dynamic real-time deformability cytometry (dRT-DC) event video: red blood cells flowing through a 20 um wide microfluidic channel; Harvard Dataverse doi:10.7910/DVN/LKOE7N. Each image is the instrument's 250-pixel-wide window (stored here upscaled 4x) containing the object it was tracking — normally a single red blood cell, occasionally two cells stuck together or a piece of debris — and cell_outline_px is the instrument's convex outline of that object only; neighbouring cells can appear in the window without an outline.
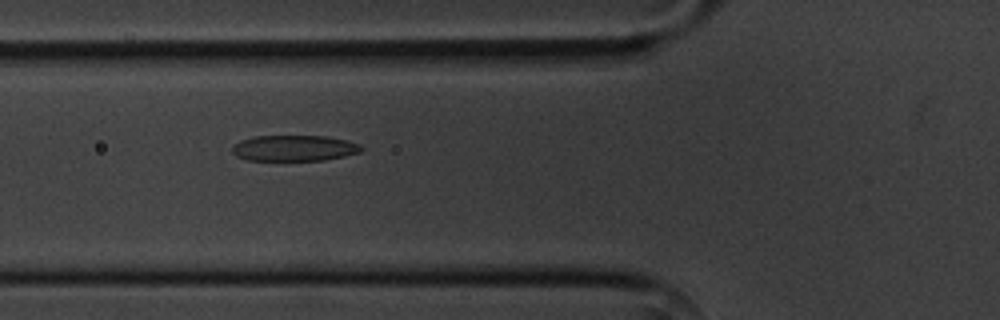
{"species": "common noctule bat (a hibernating species)", "species_latin": "Nyctalus noctula", "temperature_condition": "cold", "stored_images_in_passage": 8, "segment_of_instrument_passage": [1, 2], "camera_frame_rate_fps": 3000, "um_per_image_px": 0.085, "animal": {"sex": "male", "body_mass_g": 20.1, "forearm_length_mm": 53.5}, "frame": {"image": 1, "passage_image": 6, "time_ms": 5.667, "image_size_px": [1000, 320], "cell_outline_px": [[364, 148], [360, 152], [344, 156], [324, 160], [248, 160], [236, 156], [232, 152], [232, 144], [240, 140], [252, 136], [328, 136], [360, 144]], "centroid_in_image_um": [24.97, 12.58], "position_along_channel_um": 100.8, "area_um2": 19.54}}
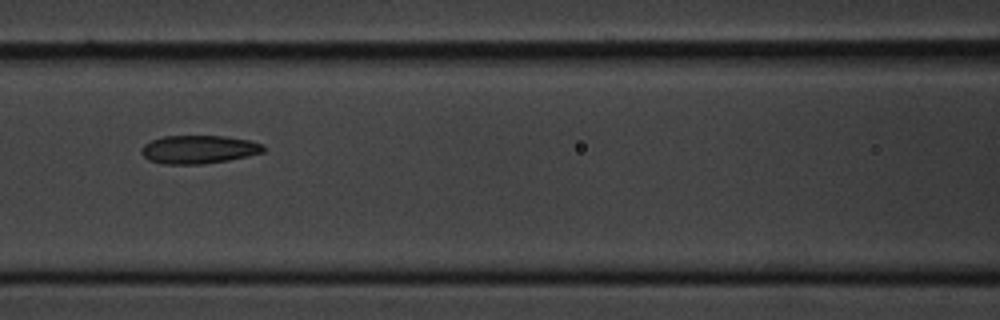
{"frame": {"image": 2, "passage_image": 7, "time_ms": 7.0, "image_size_px": [1000, 320], "cell_outline_px": [[264, 152], [248, 156], [228, 160], [200, 164], [164, 164], [148, 160], [140, 152], [140, 148], [144, 144], [152, 140], [164, 136], [228, 136], [248, 140], [264, 144]], "centroid_in_image_um": [16.88, 12.7], "position_along_channel_um": 149.7, "area_um2": 20.17}}